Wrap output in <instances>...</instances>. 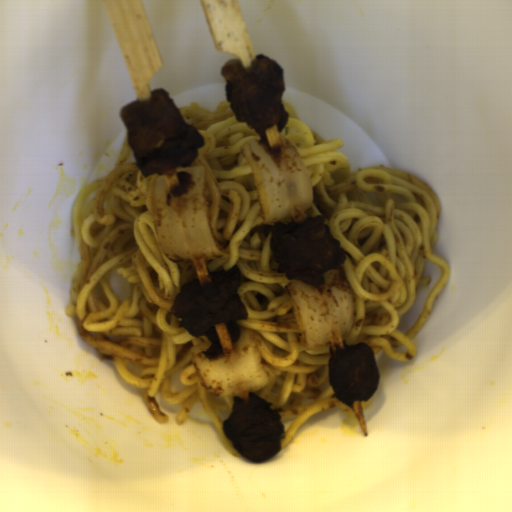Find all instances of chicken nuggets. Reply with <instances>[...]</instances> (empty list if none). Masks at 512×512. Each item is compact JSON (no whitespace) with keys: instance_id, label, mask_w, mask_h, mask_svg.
Returning <instances> with one entry per match:
<instances>
[{"instance_id":"bb5aeace","label":"chicken nuggets","mask_w":512,"mask_h":512,"mask_svg":"<svg viewBox=\"0 0 512 512\" xmlns=\"http://www.w3.org/2000/svg\"><path fill=\"white\" fill-rule=\"evenodd\" d=\"M271 248L278 273L305 285L322 284L328 270L348 260L322 215L274 230Z\"/></svg>"},{"instance_id":"90cb4de2","label":"chicken nuggets","mask_w":512,"mask_h":512,"mask_svg":"<svg viewBox=\"0 0 512 512\" xmlns=\"http://www.w3.org/2000/svg\"><path fill=\"white\" fill-rule=\"evenodd\" d=\"M120 117L138 169L146 177L174 168H189L206 138L189 125L164 89L145 101L122 106Z\"/></svg>"},{"instance_id":"f4ed5422","label":"chicken nuggets","mask_w":512,"mask_h":512,"mask_svg":"<svg viewBox=\"0 0 512 512\" xmlns=\"http://www.w3.org/2000/svg\"><path fill=\"white\" fill-rule=\"evenodd\" d=\"M209 283L200 279L182 285L170 311L193 337H206L209 358L219 357L239 340L238 321L248 319V309L240 295L243 283L239 267L209 272Z\"/></svg>"},{"instance_id":"cc037f56","label":"chicken nuggets","mask_w":512,"mask_h":512,"mask_svg":"<svg viewBox=\"0 0 512 512\" xmlns=\"http://www.w3.org/2000/svg\"><path fill=\"white\" fill-rule=\"evenodd\" d=\"M225 96L235 119L245 123L260 138L266 139V129L278 132L288 121L283 105L286 91L284 68L272 57L257 54L249 68L238 58L229 59L221 67Z\"/></svg>"},{"instance_id":"2cc3b61b","label":"chicken nuggets","mask_w":512,"mask_h":512,"mask_svg":"<svg viewBox=\"0 0 512 512\" xmlns=\"http://www.w3.org/2000/svg\"><path fill=\"white\" fill-rule=\"evenodd\" d=\"M221 429L235 451L257 464L266 463L280 452L285 434L279 411L254 393H249L247 399L233 397L231 414Z\"/></svg>"},{"instance_id":"73b27043","label":"chicken nuggets","mask_w":512,"mask_h":512,"mask_svg":"<svg viewBox=\"0 0 512 512\" xmlns=\"http://www.w3.org/2000/svg\"><path fill=\"white\" fill-rule=\"evenodd\" d=\"M329 385L333 398L347 407L367 401L380 383L379 367L370 345L356 343L334 353L328 362Z\"/></svg>"}]
</instances>
